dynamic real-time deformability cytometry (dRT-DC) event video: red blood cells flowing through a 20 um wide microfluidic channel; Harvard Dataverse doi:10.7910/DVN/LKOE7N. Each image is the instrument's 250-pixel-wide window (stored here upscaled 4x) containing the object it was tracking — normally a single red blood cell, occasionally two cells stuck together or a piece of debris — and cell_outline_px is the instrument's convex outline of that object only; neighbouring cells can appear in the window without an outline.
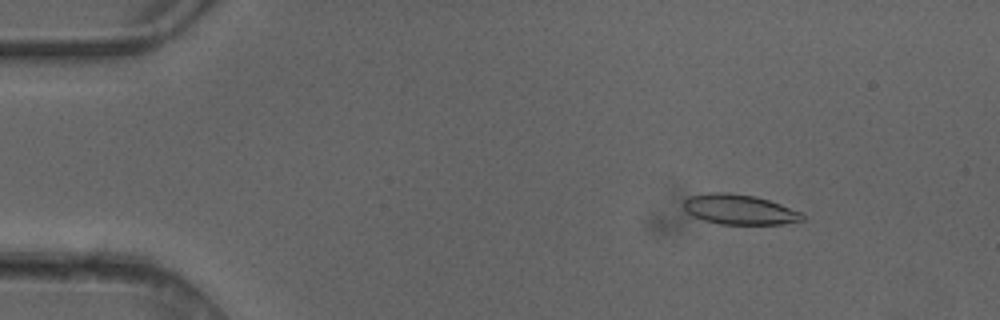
{"species": "common noctule bat (a hibernating species)", "species_latin": "Nyctalus noctula", "temperature_condition": "cold", "stored_images_in_passage": 4, "camera_frame_rate_fps": 3000, "um_per_image_px": 0.085, "animal": {"sex": "female"}, "frame": {"image": 1, "passage_image": 2, "time_ms": 0.333, "image_size_px": [1000, 320], "cell_outline_px": [[804, 220], [780, 224], [720, 224], [704, 220], [692, 216], [684, 208], [684, 200], [688, 196], [708, 192], [728, 192], [756, 196], [780, 204], [800, 212], [804, 216]], "centroid_in_image_um": [62.81, 17.79], "position_along_channel_um": 22.2, "area_um2": 20.75}}